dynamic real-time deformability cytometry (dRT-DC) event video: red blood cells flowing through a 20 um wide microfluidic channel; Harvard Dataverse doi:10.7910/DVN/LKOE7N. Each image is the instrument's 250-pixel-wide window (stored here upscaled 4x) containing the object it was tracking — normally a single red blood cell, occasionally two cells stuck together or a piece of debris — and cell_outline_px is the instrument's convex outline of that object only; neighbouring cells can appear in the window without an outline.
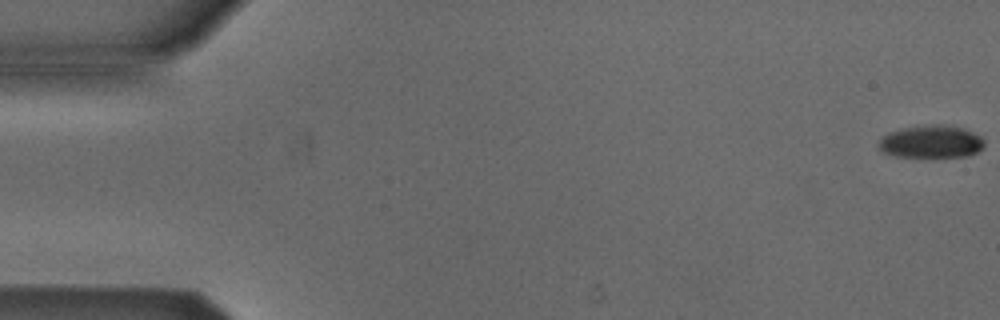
{"species": "Egyptian fruit bat (a non-hibernating species)", "species_latin": "Rousettus aegyptiacus", "temperature_condition": "cold", "stored_images_in_passage": 5, "camera_frame_rate_fps": 3000, "um_per_image_px": 0.085, "animal": {"sex": "male"}, "frame": {"image": 1, "passage_image": 1, "time_ms": 0.0, "image_size_px": [1000, 320], "cell_outline_px": [[984, 144], [976, 152], [968, 156], [896, 156], [884, 152], [880, 148], [880, 140], [888, 132], [904, 128], [924, 124], [940, 124], [960, 128], [972, 132], [980, 136], [984, 140]], "centroid_in_image_um": [79.15, 12.03], "position_along_channel_um": 5.8, "area_um2": 19.65}}
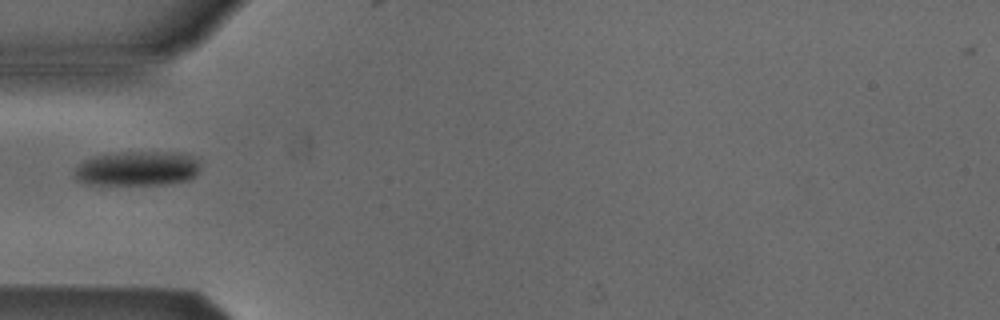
{"frame": {"image": 2, "passage_image": 5, "time_ms": 5.667, "image_size_px": [1000, 320], "cell_outline_px": [[200, 168], [196, 176], [192, 180], [172, 184], [88, 184], [76, 180], [76, 168], [84, 160], [92, 156], [128, 152], [184, 152], [200, 156]], "centroid_in_image_um": [11.82, 14.31], "position_along_channel_um": 73.2, "area_um2": 25.89}}